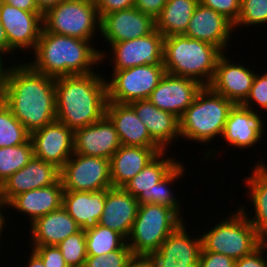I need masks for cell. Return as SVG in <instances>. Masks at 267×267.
<instances>
[{
  "instance_id": "obj_1",
  "label": "cell",
  "mask_w": 267,
  "mask_h": 267,
  "mask_svg": "<svg viewBox=\"0 0 267 267\" xmlns=\"http://www.w3.org/2000/svg\"><path fill=\"white\" fill-rule=\"evenodd\" d=\"M3 102L31 134L56 120L55 78L27 63L13 65Z\"/></svg>"
},
{
  "instance_id": "obj_33",
  "label": "cell",
  "mask_w": 267,
  "mask_h": 267,
  "mask_svg": "<svg viewBox=\"0 0 267 267\" xmlns=\"http://www.w3.org/2000/svg\"><path fill=\"white\" fill-rule=\"evenodd\" d=\"M34 156L33 145L26 143L0 148V186L13 173L22 169Z\"/></svg>"
},
{
  "instance_id": "obj_40",
  "label": "cell",
  "mask_w": 267,
  "mask_h": 267,
  "mask_svg": "<svg viewBox=\"0 0 267 267\" xmlns=\"http://www.w3.org/2000/svg\"><path fill=\"white\" fill-rule=\"evenodd\" d=\"M32 247V250L42 259L45 267H69L57 246L51 245Z\"/></svg>"
},
{
  "instance_id": "obj_46",
  "label": "cell",
  "mask_w": 267,
  "mask_h": 267,
  "mask_svg": "<svg viewBox=\"0 0 267 267\" xmlns=\"http://www.w3.org/2000/svg\"><path fill=\"white\" fill-rule=\"evenodd\" d=\"M127 267H157L151 256L133 255Z\"/></svg>"
},
{
  "instance_id": "obj_50",
  "label": "cell",
  "mask_w": 267,
  "mask_h": 267,
  "mask_svg": "<svg viewBox=\"0 0 267 267\" xmlns=\"http://www.w3.org/2000/svg\"><path fill=\"white\" fill-rule=\"evenodd\" d=\"M30 259L28 262V267H45L42 259L32 250V253H30Z\"/></svg>"
},
{
  "instance_id": "obj_21",
  "label": "cell",
  "mask_w": 267,
  "mask_h": 267,
  "mask_svg": "<svg viewBox=\"0 0 267 267\" xmlns=\"http://www.w3.org/2000/svg\"><path fill=\"white\" fill-rule=\"evenodd\" d=\"M234 24L211 8L198 4L184 36L208 42L222 52L227 48Z\"/></svg>"
},
{
  "instance_id": "obj_9",
  "label": "cell",
  "mask_w": 267,
  "mask_h": 267,
  "mask_svg": "<svg viewBox=\"0 0 267 267\" xmlns=\"http://www.w3.org/2000/svg\"><path fill=\"white\" fill-rule=\"evenodd\" d=\"M100 21L95 2L89 0H64L43 14L47 32L88 41L100 30Z\"/></svg>"
},
{
  "instance_id": "obj_15",
  "label": "cell",
  "mask_w": 267,
  "mask_h": 267,
  "mask_svg": "<svg viewBox=\"0 0 267 267\" xmlns=\"http://www.w3.org/2000/svg\"><path fill=\"white\" fill-rule=\"evenodd\" d=\"M202 87L195 79L166 72L148 100L157 108L180 118Z\"/></svg>"
},
{
  "instance_id": "obj_42",
  "label": "cell",
  "mask_w": 267,
  "mask_h": 267,
  "mask_svg": "<svg viewBox=\"0 0 267 267\" xmlns=\"http://www.w3.org/2000/svg\"><path fill=\"white\" fill-rule=\"evenodd\" d=\"M267 248V241H264L252 253L237 259L235 267H267V260L263 258L264 252Z\"/></svg>"
},
{
  "instance_id": "obj_2",
  "label": "cell",
  "mask_w": 267,
  "mask_h": 267,
  "mask_svg": "<svg viewBox=\"0 0 267 267\" xmlns=\"http://www.w3.org/2000/svg\"><path fill=\"white\" fill-rule=\"evenodd\" d=\"M56 120L73 131L100 120L108 102L107 79L93 72L55 78Z\"/></svg>"
},
{
  "instance_id": "obj_32",
  "label": "cell",
  "mask_w": 267,
  "mask_h": 267,
  "mask_svg": "<svg viewBox=\"0 0 267 267\" xmlns=\"http://www.w3.org/2000/svg\"><path fill=\"white\" fill-rule=\"evenodd\" d=\"M86 234L87 256H98L108 254L111 251L120 249L126 239L117 231L108 227L96 224L84 229Z\"/></svg>"
},
{
  "instance_id": "obj_36",
  "label": "cell",
  "mask_w": 267,
  "mask_h": 267,
  "mask_svg": "<svg viewBox=\"0 0 267 267\" xmlns=\"http://www.w3.org/2000/svg\"><path fill=\"white\" fill-rule=\"evenodd\" d=\"M267 23V0H241V12L233 28Z\"/></svg>"
},
{
  "instance_id": "obj_25",
  "label": "cell",
  "mask_w": 267,
  "mask_h": 267,
  "mask_svg": "<svg viewBox=\"0 0 267 267\" xmlns=\"http://www.w3.org/2000/svg\"><path fill=\"white\" fill-rule=\"evenodd\" d=\"M105 115L113 123L121 145L159 147L150 137L147 127L129 104L107 102Z\"/></svg>"
},
{
  "instance_id": "obj_17",
  "label": "cell",
  "mask_w": 267,
  "mask_h": 267,
  "mask_svg": "<svg viewBox=\"0 0 267 267\" xmlns=\"http://www.w3.org/2000/svg\"><path fill=\"white\" fill-rule=\"evenodd\" d=\"M201 250V237L190 238L182 223L150 256L157 267H198Z\"/></svg>"
},
{
  "instance_id": "obj_19",
  "label": "cell",
  "mask_w": 267,
  "mask_h": 267,
  "mask_svg": "<svg viewBox=\"0 0 267 267\" xmlns=\"http://www.w3.org/2000/svg\"><path fill=\"white\" fill-rule=\"evenodd\" d=\"M60 178V169L35 156L0 186V193L9 203L15 196L33 189L54 184Z\"/></svg>"
},
{
  "instance_id": "obj_28",
  "label": "cell",
  "mask_w": 267,
  "mask_h": 267,
  "mask_svg": "<svg viewBox=\"0 0 267 267\" xmlns=\"http://www.w3.org/2000/svg\"><path fill=\"white\" fill-rule=\"evenodd\" d=\"M30 224L34 244L32 246H57L82 229L63 207L37 218Z\"/></svg>"
},
{
  "instance_id": "obj_29",
  "label": "cell",
  "mask_w": 267,
  "mask_h": 267,
  "mask_svg": "<svg viewBox=\"0 0 267 267\" xmlns=\"http://www.w3.org/2000/svg\"><path fill=\"white\" fill-rule=\"evenodd\" d=\"M106 189L94 192L64 191L62 207L82 228L94 226L103 213Z\"/></svg>"
},
{
  "instance_id": "obj_26",
  "label": "cell",
  "mask_w": 267,
  "mask_h": 267,
  "mask_svg": "<svg viewBox=\"0 0 267 267\" xmlns=\"http://www.w3.org/2000/svg\"><path fill=\"white\" fill-rule=\"evenodd\" d=\"M161 152L160 147L121 145L110 159L112 187H124Z\"/></svg>"
},
{
  "instance_id": "obj_5",
  "label": "cell",
  "mask_w": 267,
  "mask_h": 267,
  "mask_svg": "<svg viewBox=\"0 0 267 267\" xmlns=\"http://www.w3.org/2000/svg\"><path fill=\"white\" fill-rule=\"evenodd\" d=\"M234 103L203 86L192 104L179 118L180 137L209 143L214 137L223 135L226 120Z\"/></svg>"
},
{
  "instance_id": "obj_49",
  "label": "cell",
  "mask_w": 267,
  "mask_h": 267,
  "mask_svg": "<svg viewBox=\"0 0 267 267\" xmlns=\"http://www.w3.org/2000/svg\"><path fill=\"white\" fill-rule=\"evenodd\" d=\"M64 0H35L38 9L44 14L48 9L57 6Z\"/></svg>"
},
{
  "instance_id": "obj_23",
  "label": "cell",
  "mask_w": 267,
  "mask_h": 267,
  "mask_svg": "<svg viewBox=\"0 0 267 267\" xmlns=\"http://www.w3.org/2000/svg\"><path fill=\"white\" fill-rule=\"evenodd\" d=\"M263 125L256 111L236 104L229 112L222 136L232 146L252 147L263 137Z\"/></svg>"
},
{
  "instance_id": "obj_13",
  "label": "cell",
  "mask_w": 267,
  "mask_h": 267,
  "mask_svg": "<svg viewBox=\"0 0 267 267\" xmlns=\"http://www.w3.org/2000/svg\"><path fill=\"white\" fill-rule=\"evenodd\" d=\"M34 156L61 169L74 153V131L53 121L30 134Z\"/></svg>"
},
{
  "instance_id": "obj_10",
  "label": "cell",
  "mask_w": 267,
  "mask_h": 267,
  "mask_svg": "<svg viewBox=\"0 0 267 267\" xmlns=\"http://www.w3.org/2000/svg\"><path fill=\"white\" fill-rule=\"evenodd\" d=\"M166 73L164 66L140 65L124 70H114L107 81L108 102L129 104L147 100Z\"/></svg>"
},
{
  "instance_id": "obj_39",
  "label": "cell",
  "mask_w": 267,
  "mask_h": 267,
  "mask_svg": "<svg viewBox=\"0 0 267 267\" xmlns=\"http://www.w3.org/2000/svg\"><path fill=\"white\" fill-rule=\"evenodd\" d=\"M199 3L225 16L233 24L241 12V0H199Z\"/></svg>"
},
{
  "instance_id": "obj_35",
  "label": "cell",
  "mask_w": 267,
  "mask_h": 267,
  "mask_svg": "<svg viewBox=\"0 0 267 267\" xmlns=\"http://www.w3.org/2000/svg\"><path fill=\"white\" fill-rule=\"evenodd\" d=\"M69 267H83L87 258L86 234L81 229L57 245Z\"/></svg>"
},
{
  "instance_id": "obj_14",
  "label": "cell",
  "mask_w": 267,
  "mask_h": 267,
  "mask_svg": "<svg viewBox=\"0 0 267 267\" xmlns=\"http://www.w3.org/2000/svg\"><path fill=\"white\" fill-rule=\"evenodd\" d=\"M0 22L13 50H35L43 29L42 12L23 11L3 2L0 6Z\"/></svg>"
},
{
  "instance_id": "obj_38",
  "label": "cell",
  "mask_w": 267,
  "mask_h": 267,
  "mask_svg": "<svg viewBox=\"0 0 267 267\" xmlns=\"http://www.w3.org/2000/svg\"><path fill=\"white\" fill-rule=\"evenodd\" d=\"M253 102L267 110V72L260 76L255 74L249 95L241 105L253 110Z\"/></svg>"
},
{
  "instance_id": "obj_12",
  "label": "cell",
  "mask_w": 267,
  "mask_h": 267,
  "mask_svg": "<svg viewBox=\"0 0 267 267\" xmlns=\"http://www.w3.org/2000/svg\"><path fill=\"white\" fill-rule=\"evenodd\" d=\"M164 36L155 29L152 33L113 43V70H124L140 65L164 66Z\"/></svg>"
},
{
  "instance_id": "obj_3",
  "label": "cell",
  "mask_w": 267,
  "mask_h": 267,
  "mask_svg": "<svg viewBox=\"0 0 267 267\" xmlns=\"http://www.w3.org/2000/svg\"><path fill=\"white\" fill-rule=\"evenodd\" d=\"M89 42L50 33L43 28L34 50L35 59L28 64L35 71L53 78L93 73L91 65L98 64L106 54L91 47Z\"/></svg>"
},
{
  "instance_id": "obj_11",
  "label": "cell",
  "mask_w": 267,
  "mask_h": 267,
  "mask_svg": "<svg viewBox=\"0 0 267 267\" xmlns=\"http://www.w3.org/2000/svg\"><path fill=\"white\" fill-rule=\"evenodd\" d=\"M64 191L94 192L112 187L110 160L78 153L60 169Z\"/></svg>"
},
{
  "instance_id": "obj_37",
  "label": "cell",
  "mask_w": 267,
  "mask_h": 267,
  "mask_svg": "<svg viewBox=\"0 0 267 267\" xmlns=\"http://www.w3.org/2000/svg\"><path fill=\"white\" fill-rule=\"evenodd\" d=\"M133 252L125 243L120 249L98 256H87L83 267H127Z\"/></svg>"
},
{
  "instance_id": "obj_22",
  "label": "cell",
  "mask_w": 267,
  "mask_h": 267,
  "mask_svg": "<svg viewBox=\"0 0 267 267\" xmlns=\"http://www.w3.org/2000/svg\"><path fill=\"white\" fill-rule=\"evenodd\" d=\"M139 203L123 187L106 189L103 213L97 224L117 231L126 240L137 216Z\"/></svg>"
},
{
  "instance_id": "obj_7",
  "label": "cell",
  "mask_w": 267,
  "mask_h": 267,
  "mask_svg": "<svg viewBox=\"0 0 267 267\" xmlns=\"http://www.w3.org/2000/svg\"><path fill=\"white\" fill-rule=\"evenodd\" d=\"M244 206L213 229L201 235L202 250L224 254L237 260L252 253L264 240L248 220Z\"/></svg>"
},
{
  "instance_id": "obj_24",
  "label": "cell",
  "mask_w": 267,
  "mask_h": 267,
  "mask_svg": "<svg viewBox=\"0 0 267 267\" xmlns=\"http://www.w3.org/2000/svg\"><path fill=\"white\" fill-rule=\"evenodd\" d=\"M129 105L147 127L152 140L165 152L167 145L179 138V118L163 111L147 100H136Z\"/></svg>"
},
{
  "instance_id": "obj_30",
  "label": "cell",
  "mask_w": 267,
  "mask_h": 267,
  "mask_svg": "<svg viewBox=\"0 0 267 267\" xmlns=\"http://www.w3.org/2000/svg\"><path fill=\"white\" fill-rule=\"evenodd\" d=\"M262 160L255 165L252 176L246 179L249 188V199L254 205V217L248 220L257 231V234L267 241V167Z\"/></svg>"
},
{
  "instance_id": "obj_43",
  "label": "cell",
  "mask_w": 267,
  "mask_h": 267,
  "mask_svg": "<svg viewBox=\"0 0 267 267\" xmlns=\"http://www.w3.org/2000/svg\"><path fill=\"white\" fill-rule=\"evenodd\" d=\"M95 5L100 19L115 11L129 9L135 6V0H97Z\"/></svg>"
},
{
  "instance_id": "obj_4",
  "label": "cell",
  "mask_w": 267,
  "mask_h": 267,
  "mask_svg": "<svg viewBox=\"0 0 267 267\" xmlns=\"http://www.w3.org/2000/svg\"><path fill=\"white\" fill-rule=\"evenodd\" d=\"M223 53L208 42L183 34L171 35L164 38L163 65L167 73L195 79L202 86H209Z\"/></svg>"
},
{
  "instance_id": "obj_44",
  "label": "cell",
  "mask_w": 267,
  "mask_h": 267,
  "mask_svg": "<svg viewBox=\"0 0 267 267\" xmlns=\"http://www.w3.org/2000/svg\"><path fill=\"white\" fill-rule=\"evenodd\" d=\"M167 0H135V8L152 16L154 19L161 13Z\"/></svg>"
},
{
  "instance_id": "obj_27",
  "label": "cell",
  "mask_w": 267,
  "mask_h": 267,
  "mask_svg": "<svg viewBox=\"0 0 267 267\" xmlns=\"http://www.w3.org/2000/svg\"><path fill=\"white\" fill-rule=\"evenodd\" d=\"M63 193L62 181L59 178L54 184L15 196L8 206L30 216V222L33 223L37 218L61 208Z\"/></svg>"
},
{
  "instance_id": "obj_18",
  "label": "cell",
  "mask_w": 267,
  "mask_h": 267,
  "mask_svg": "<svg viewBox=\"0 0 267 267\" xmlns=\"http://www.w3.org/2000/svg\"><path fill=\"white\" fill-rule=\"evenodd\" d=\"M74 153L111 159L121 142L111 120L104 115L97 122L74 131Z\"/></svg>"
},
{
  "instance_id": "obj_47",
  "label": "cell",
  "mask_w": 267,
  "mask_h": 267,
  "mask_svg": "<svg viewBox=\"0 0 267 267\" xmlns=\"http://www.w3.org/2000/svg\"><path fill=\"white\" fill-rule=\"evenodd\" d=\"M2 54H0V101H3L5 92H6V86L8 81V75L10 72L11 67L8 69L2 67L4 64Z\"/></svg>"
},
{
  "instance_id": "obj_34",
  "label": "cell",
  "mask_w": 267,
  "mask_h": 267,
  "mask_svg": "<svg viewBox=\"0 0 267 267\" xmlns=\"http://www.w3.org/2000/svg\"><path fill=\"white\" fill-rule=\"evenodd\" d=\"M30 133L12 114L11 109L0 101V148L26 143Z\"/></svg>"
},
{
  "instance_id": "obj_16",
  "label": "cell",
  "mask_w": 267,
  "mask_h": 267,
  "mask_svg": "<svg viewBox=\"0 0 267 267\" xmlns=\"http://www.w3.org/2000/svg\"><path fill=\"white\" fill-rule=\"evenodd\" d=\"M100 22L101 35L109 44L136 39L155 30V19L135 7L111 12Z\"/></svg>"
},
{
  "instance_id": "obj_45",
  "label": "cell",
  "mask_w": 267,
  "mask_h": 267,
  "mask_svg": "<svg viewBox=\"0 0 267 267\" xmlns=\"http://www.w3.org/2000/svg\"><path fill=\"white\" fill-rule=\"evenodd\" d=\"M4 3L28 12H41L35 0H3Z\"/></svg>"
},
{
  "instance_id": "obj_8",
  "label": "cell",
  "mask_w": 267,
  "mask_h": 267,
  "mask_svg": "<svg viewBox=\"0 0 267 267\" xmlns=\"http://www.w3.org/2000/svg\"><path fill=\"white\" fill-rule=\"evenodd\" d=\"M179 217L167 206L149 203L139 205L136 219L126 240L133 255L150 256L158 251L163 241L183 223L184 219Z\"/></svg>"
},
{
  "instance_id": "obj_20",
  "label": "cell",
  "mask_w": 267,
  "mask_h": 267,
  "mask_svg": "<svg viewBox=\"0 0 267 267\" xmlns=\"http://www.w3.org/2000/svg\"><path fill=\"white\" fill-rule=\"evenodd\" d=\"M225 55L224 53L219 57L209 87L235 105L242 104L249 95L256 73L240 64H233Z\"/></svg>"
},
{
  "instance_id": "obj_48",
  "label": "cell",
  "mask_w": 267,
  "mask_h": 267,
  "mask_svg": "<svg viewBox=\"0 0 267 267\" xmlns=\"http://www.w3.org/2000/svg\"><path fill=\"white\" fill-rule=\"evenodd\" d=\"M12 51L14 50L9 46L5 29L0 22V54H7Z\"/></svg>"
},
{
  "instance_id": "obj_31",
  "label": "cell",
  "mask_w": 267,
  "mask_h": 267,
  "mask_svg": "<svg viewBox=\"0 0 267 267\" xmlns=\"http://www.w3.org/2000/svg\"><path fill=\"white\" fill-rule=\"evenodd\" d=\"M198 4L199 0H167L155 18V29L164 37L184 34Z\"/></svg>"
},
{
  "instance_id": "obj_6",
  "label": "cell",
  "mask_w": 267,
  "mask_h": 267,
  "mask_svg": "<svg viewBox=\"0 0 267 267\" xmlns=\"http://www.w3.org/2000/svg\"><path fill=\"white\" fill-rule=\"evenodd\" d=\"M164 154V151L159 153L123 188L137 199L139 205L149 203L167 206L181 218L180 203L174 197L168 184L184 175V165L174 159L164 157Z\"/></svg>"
},
{
  "instance_id": "obj_51",
  "label": "cell",
  "mask_w": 267,
  "mask_h": 267,
  "mask_svg": "<svg viewBox=\"0 0 267 267\" xmlns=\"http://www.w3.org/2000/svg\"><path fill=\"white\" fill-rule=\"evenodd\" d=\"M8 206V202L3 198V196L1 195V193H0V209H4V207L3 206ZM5 217L3 216V214H2V212H1V210H0V238H1V234H2V229H3V227H4V223H5V219H4Z\"/></svg>"
},
{
  "instance_id": "obj_41",
  "label": "cell",
  "mask_w": 267,
  "mask_h": 267,
  "mask_svg": "<svg viewBox=\"0 0 267 267\" xmlns=\"http://www.w3.org/2000/svg\"><path fill=\"white\" fill-rule=\"evenodd\" d=\"M236 260L224 254L201 251L198 267H235Z\"/></svg>"
}]
</instances>
